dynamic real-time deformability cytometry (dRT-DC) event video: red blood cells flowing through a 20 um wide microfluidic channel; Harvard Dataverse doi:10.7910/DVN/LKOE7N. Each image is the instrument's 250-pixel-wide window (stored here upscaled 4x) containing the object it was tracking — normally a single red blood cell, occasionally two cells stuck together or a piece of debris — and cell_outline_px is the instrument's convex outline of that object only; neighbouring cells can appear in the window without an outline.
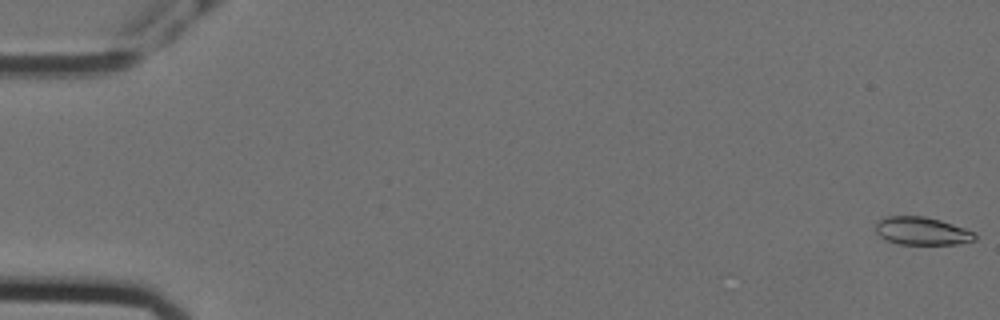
{"species": "Egyptian fruit bat (a non-hibernating species)", "species_latin": "Rousettus aegyptiacus", "temperature_condition": "cold", "stored_images_in_passage": 57, "camera_frame_rate_fps": 3000, "um_per_image_px": 0.085, "animal": {"sex": "female"}, "frame": {"image": 1, "passage_image": 1, "time_ms": 0.0, "image_size_px": [1000, 320], "cell_outline_px": [[976, 240], [956, 244], [900, 244], [884, 240], [876, 232], [876, 224], [880, 220], [888, 216], [924, 216], [940, 220], [976, 232]], "centroid_in_image_um": [78.37, 19.64], "position_along_channel_um": 6.6, "area_um2": 16.13}}
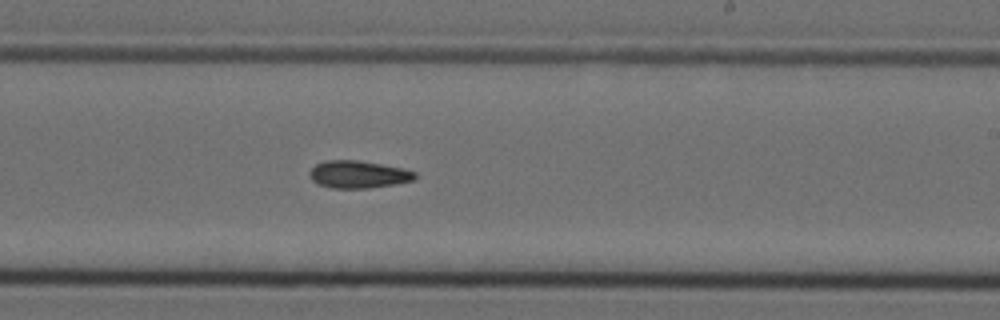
{"frame": {"image": 2, "passage_image": 35, "time_ms": 11.333, "image_size_px": [1000, 320], "cell_outline_px": [[416, 180], [396, 184], [368, 188], [332, 188], [316, 184], [308, 176], [308, 172], [316, 164], [324, 160], [360, 160], [404, 168], [416, 172]], "centroid_in_image_um": [30.45, 14.82], "position_along_channel_um": 258.5, "area_um2": 17.17}}
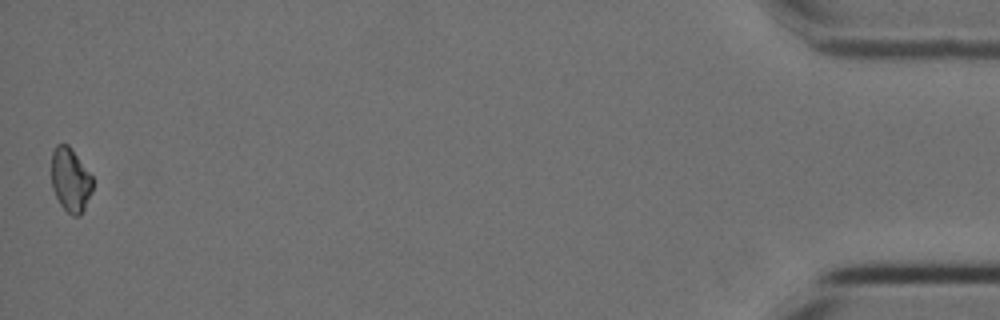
{"frame": {"image": 3, "passage_image": 57, "time_ms": 18.667, "image_size_px": [1000, 320], "cell_outline_px": [[92, 192], [80, 216], [72, 216], [60, 204], [52, 188], [52, 148], [56, 144], [68, 144], [92, 176]], "centroid_in_image_um": [5.98, 15.28], "position_along_channel_um": 429.2, "area_um2": 15.26}}